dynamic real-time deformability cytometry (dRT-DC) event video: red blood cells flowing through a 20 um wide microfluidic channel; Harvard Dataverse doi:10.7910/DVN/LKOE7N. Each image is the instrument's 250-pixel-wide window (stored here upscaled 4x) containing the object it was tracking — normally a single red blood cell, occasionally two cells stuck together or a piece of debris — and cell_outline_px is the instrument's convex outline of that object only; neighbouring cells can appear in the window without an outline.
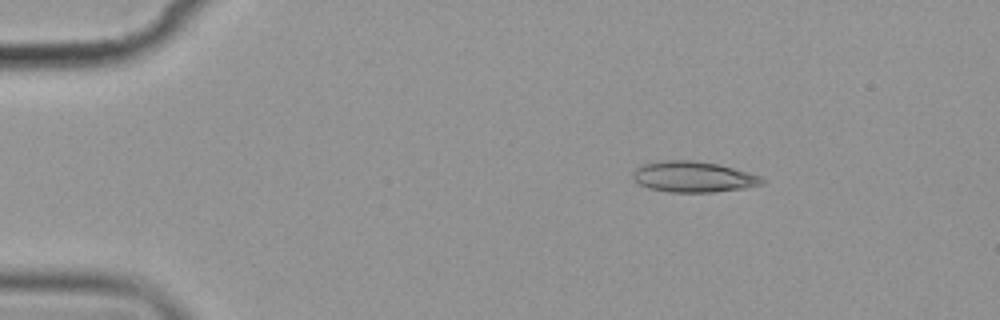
{"species": "common noctule bat (a hibernating species)", "species_latin": "Nyctalus noctula", "temperature_condition": "cold", "stored_images_in_passage": 5, "camera_frame_rate_fps": 3000, "um_per_image_px": 0.085, "animal": {"sex": "female", "body_mass_g": 19.9}, "frame": {"image": 1, "passage_image": 2, "time_ms": 1.333, "image_size_px": [1000, 320], "cell_outline_px": [[764, 184], [744, 188], [712, 192], [668, 192], [648, 188], [640, 184], [632, 176], [632, 172], [640, 164], [664, 160], [692, 160], [716, 164], [748, 172], [760, 176], [764, 180]], "centroid_in_image_um": [58.9, 15.03], "position_along_channel_um": 26.1, "area_um2": 23.12}}